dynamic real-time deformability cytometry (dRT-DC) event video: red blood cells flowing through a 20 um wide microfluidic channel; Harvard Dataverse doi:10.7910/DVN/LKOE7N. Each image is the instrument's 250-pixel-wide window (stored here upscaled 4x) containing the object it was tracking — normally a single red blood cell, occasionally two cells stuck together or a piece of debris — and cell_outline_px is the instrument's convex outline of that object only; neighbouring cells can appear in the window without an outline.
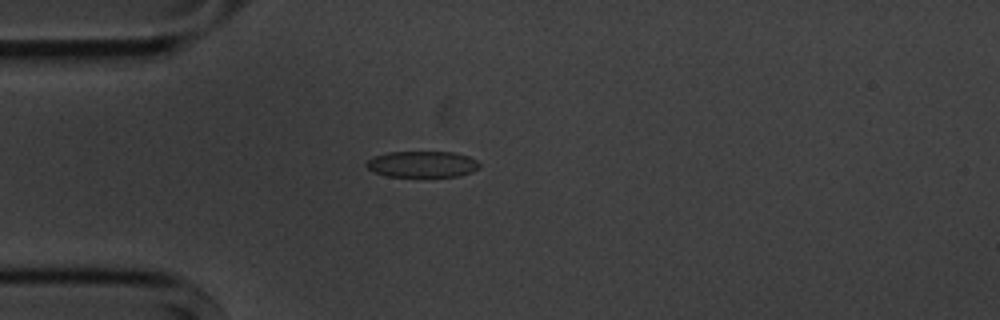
{"species": "common noctule bat (a hibernating species)", "species_latin": "Nyctalus noctula", "temperature_condition": "cold", "stored_images_in_passage": 4, "camera_frame_rate_fps": 3000, "um_per_image_px": 0.085, "animal": {"sex": "male", "body_mass_g": 20.1, "forearm_length_mm": 53.5}, "frame": {"image": 1, "passage_image": 4, "time_ms": 3.333, "image_size_px": [1000, 320], "cell_outline_px": [[480, 168], [472, 172], [456, 176], [388, 176], [376, 172], [368, 168], [364, 164], [372, 156], [388, 152], [452, 152], [468, 156], [476, 160], [480, 164]], "centroid_in_image_um": [35.89, 13.95], "position_along_channel_um": 49.1, "area_um2": 17.17}}